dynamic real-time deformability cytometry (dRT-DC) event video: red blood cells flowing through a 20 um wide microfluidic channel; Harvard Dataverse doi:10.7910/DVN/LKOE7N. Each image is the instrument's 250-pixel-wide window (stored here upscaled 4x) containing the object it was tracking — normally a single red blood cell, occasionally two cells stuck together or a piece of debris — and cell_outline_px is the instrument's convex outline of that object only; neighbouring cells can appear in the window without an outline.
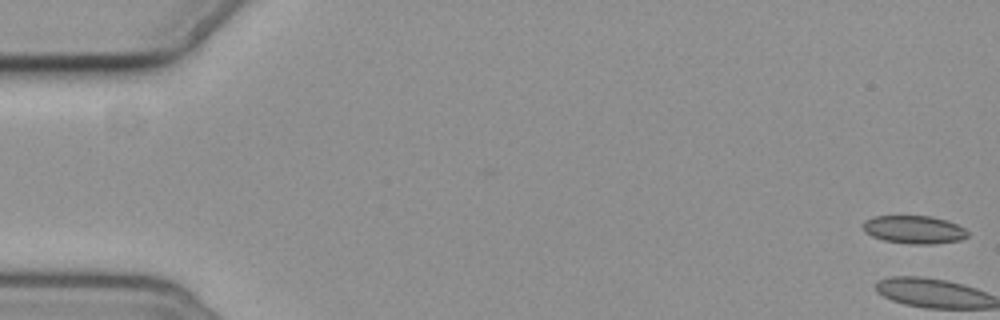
{"species": "common noctule bat (a hibernating species)", "species_latin": "Nyctalus noctula", "temperature_condition": "cold", "stored_images_in_passage": 6, "camera_frame_rate_fps": 3000, "um_per_image_px": 0.085, "animal": {"sex": "female", "body_mass_g": 19.3, "forearm_length_mm": 54.1}, "frame": {"image": 1, "passage_image": 1, "time_ms": 0.0, "image_size_px": [1000, 320], "cell_outline_px": [[968, 236], [960, 240], [936, 244], [908, 244], [884, 240], [872, 236], [864, 232], [860, 224], [864, 220], [876, 216], [932, 216], [948, 220], [964, 228], [968, 232]], "centroid_in_image_um": [77.67, 19.51], "position_along_channel_um": 7.3, "area_um2": 17.34}}